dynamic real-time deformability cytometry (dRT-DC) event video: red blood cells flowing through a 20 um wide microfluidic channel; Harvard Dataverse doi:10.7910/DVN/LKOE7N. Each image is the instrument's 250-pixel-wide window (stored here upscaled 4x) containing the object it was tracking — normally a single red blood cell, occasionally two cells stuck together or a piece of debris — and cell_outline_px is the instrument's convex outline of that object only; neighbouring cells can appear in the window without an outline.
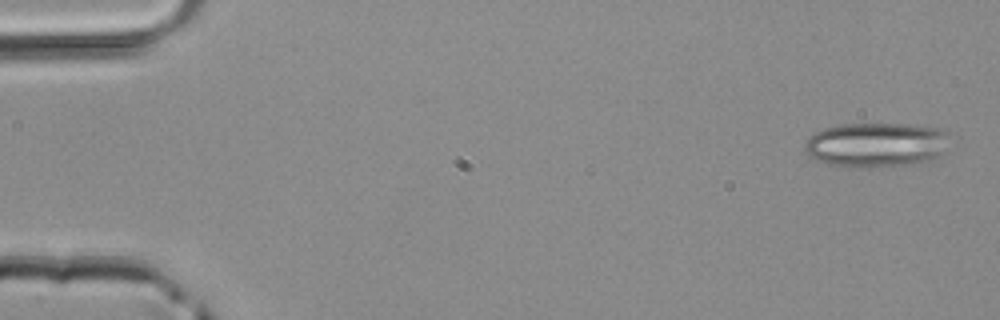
{"species": "common noctule bat (a hibernating species)", "species_latin": "Nyctalus noctula", "temperature_condition": "room temperature", "stored_images_in_passage": 4, "camera_frame_rate_fps": 3000, "um_per_image_px": 0.085, "animal": {"sex": "male", "body_mass_g": 20.4}, "frame": {"image": 1, "passage_image": 1, "time_ms": 0.0, "image_size_px": [1000, 320], "cell_outline_px": [[944, 152], [936, 160], [868, 168], [864, 168], [828, 164], [816, 160], [804, 152], [804, 144], [808, 136], [824, 128], [840, 124], [904, 124], [940, 128], [944, 132]], "centroid_in_image_um": [74.39, 12.31], "position_along_channel_um": 10.6, "area_um2": 37.45}}